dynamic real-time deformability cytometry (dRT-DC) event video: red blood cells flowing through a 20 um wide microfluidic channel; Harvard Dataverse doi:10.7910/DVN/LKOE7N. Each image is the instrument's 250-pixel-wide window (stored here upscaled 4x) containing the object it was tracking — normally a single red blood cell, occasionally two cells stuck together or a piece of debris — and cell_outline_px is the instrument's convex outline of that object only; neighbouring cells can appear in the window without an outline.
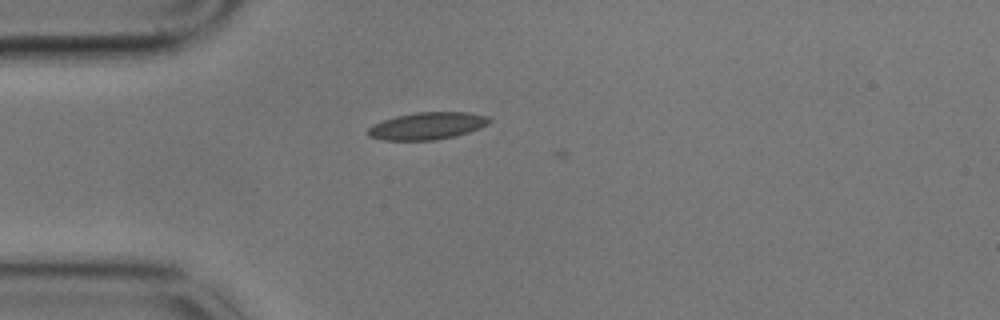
{"species": "common noctule bat (a hibernating species)", "species_latin": "Nyctalus noctula", "temperature_condition": "cold", "stored_images_in_passage": 12, "camera_frame_rate_fps": 3000, "um_per_image_px": 0.085, "animal": {"sex": "male", "body_mass_g": 17.9}, "frame": {"image": 1, "passage_image": 8, "time_ms": 2.333, "image_size_px": [1000, 320], "cell_outline_px": [[492, 120], [488, 124], [480, 128], [468, 132], [452, 136], [432, 140], [380, 140], [368, 136], [368, 128], [372, 124], [396, 116], [416, 112], [468, 112], [488, 116]], "centroid_in_image_um": [36.3, 10.69], "position_along_channel_um": 48.7, "area_um2": 19.19}}